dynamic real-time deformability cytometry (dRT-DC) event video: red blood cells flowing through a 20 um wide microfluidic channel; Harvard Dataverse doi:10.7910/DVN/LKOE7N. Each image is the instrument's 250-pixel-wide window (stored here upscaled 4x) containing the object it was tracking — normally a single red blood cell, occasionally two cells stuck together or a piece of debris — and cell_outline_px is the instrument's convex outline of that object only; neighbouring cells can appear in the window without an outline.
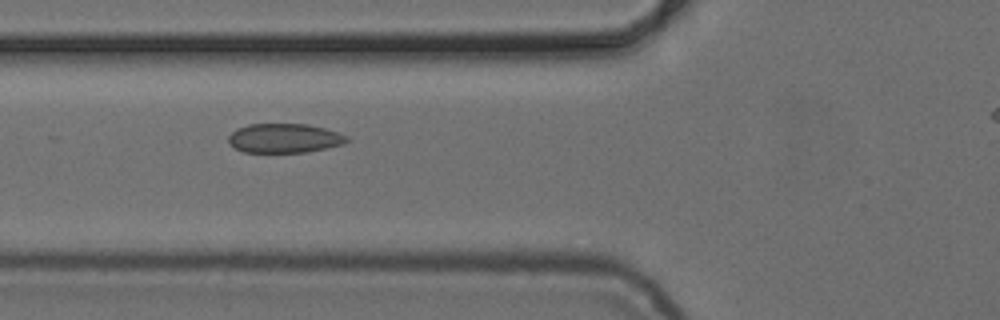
{"species": "common noctule bat (a hibernating species)", "species_latin": "Nyctalus noctula", "temperature_condition": "cold", "stored_images_in_passage": 4, "camera_frame_rate_fps": 3000, "um_per_image_px": 0.085, "animal": {"sex": "female", "body_mass_g": 24.6, "forearm_length_mm": 56.2}, "frame": {"image": 1, "passage_image": 2, "time_ms": 1.0, "image_size_px": [1000, 320], "cell_outline_px": [[348, 140], [344, 144], [328, 148], [308, 152], [244, 152], [232, 148], [228, 144], [228, 136], [236, 128], [248, 124], [308, 124], [324, 128], [348, 136]], "centroid_in_image_um": [24.13, 11.75], "position_along_channel_um": 101.7, "area_um2": 20.4}}
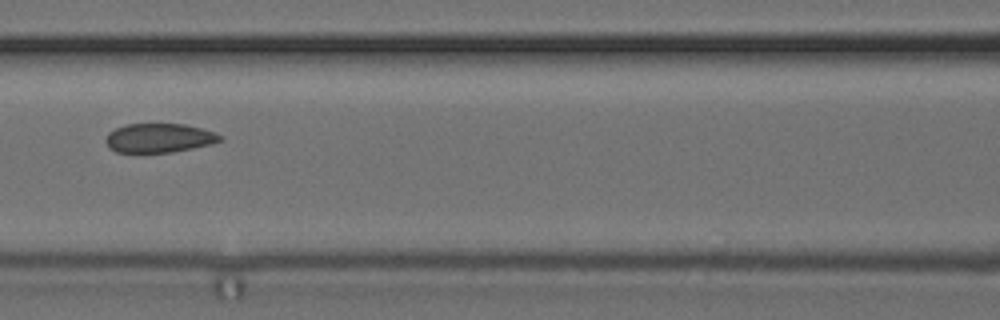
{"frame": {"image": 2, "passage_image": 3, "time_ms": 2.333, "image_size_px": [1000, 320], "cell_outline_px": [[224, 140], [212, 144], [172, 152], [116, 152], [108, 148], [104, 140], [108, 132], [116, 128], [128, 124], [184, 124], [216, 132], [224, 136]], "centroid_in_image_um": [13.54, 11.73], "position_along_channel_um": 153.1, "area_um2": 19.54}}
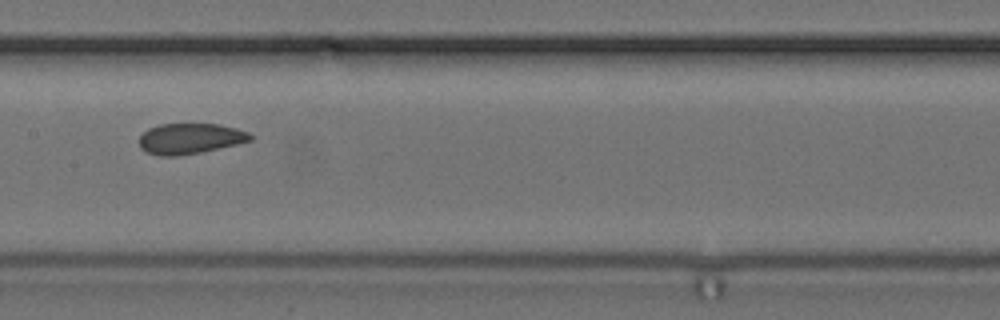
{"frame": {"image": 3, "passage_image": 4, "time_ms": 3.333, "image_size_px": [1000, 320], "cell_outline_px": [[252, 140], [236, 144], [200, 152], [176, 156], [160, 156], [148, 152], [140, 148], [140, 136], [148, 128], [160, 124], [220, 124], [236, 128], [248, 132], [252, 136]], "centroid_in_image_um": [16.15, 11.77], "position_along_channel_um": 191.3, "area_um2": 19.65}}